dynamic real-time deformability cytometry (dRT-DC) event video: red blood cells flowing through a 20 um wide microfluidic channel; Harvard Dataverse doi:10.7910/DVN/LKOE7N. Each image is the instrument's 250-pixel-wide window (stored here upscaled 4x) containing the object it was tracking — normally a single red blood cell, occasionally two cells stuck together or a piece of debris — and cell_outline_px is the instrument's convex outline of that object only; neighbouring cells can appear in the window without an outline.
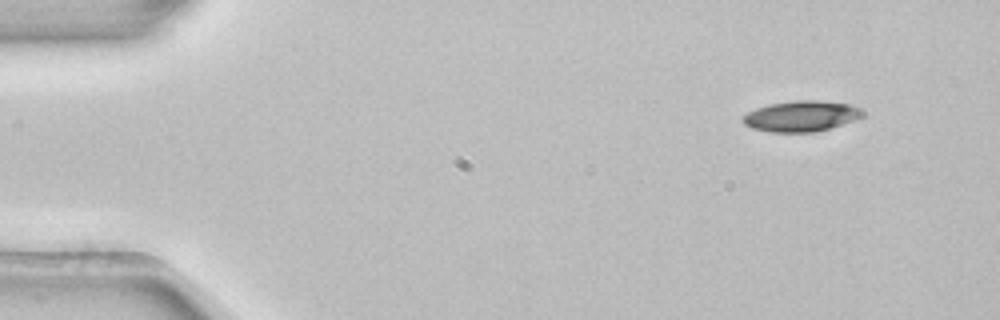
{"species": "common noctule bat (a hibernating species)", "species_latin": "Nyctalus noctula", "temperature_condition": "room temperature", "stored_images_in_passage": 49, "camera_frame_rate_fps": 3000, "um_per_image_px": 0.085, "animal": {"sex": "female", "body_mass_g": 22.7, "forearm_length_mm": 54.2}, "frame": {"image": 1, "passage_image": 1, "time_ms": 0.0, "image_size_px": [1000, 320], "cell_outline_px": [[864, 116], [816, 132], [768, 132], [752, 128], [744, 124], [740, 120], [748, 112], [756, 108], [768, 104], [792, 100], [820, 100], [848, 104], [864, 112]], "centroid_in_image_um": [68.04, 9.87], "position_along_channel_um": 17.0, "area_um2": 21.33}}
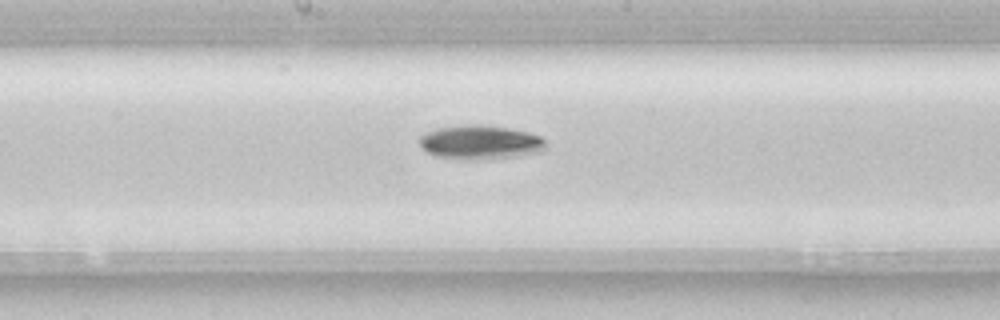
{"frame": {"image": 2, "passage_image": 24, "time_ms": 7.667, "image_size_px": [1000, 320], "cell_outline_px": [[548, 148], [540, 152], [516, 156], [484, 160], [464, 160], [436, 156], [420, 148], [420, 136], [428, 132], [440, 128], [472, 124], [480, 124], [508, 128], [528, 132], [540, 136], [548, 144]], "centroid_in_image_um": [40.86, 12.11], "position_along_channel_um": 207.3, "area_um2": 25.26}}
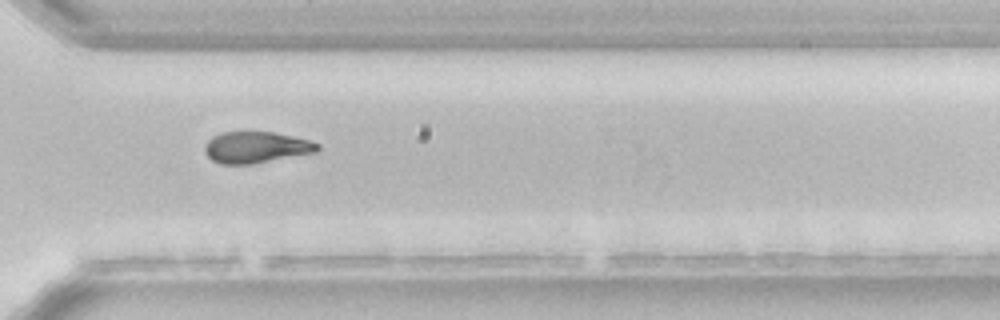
{"frame": {"image": 3, "passage_image": 35, "time_ms": 11.333, "image_size_px": [1000, 320], "cell_outline_px": [[320, 148], [316, 152], [252, 164], [220, 164], [212, 160], [204, 152], [204, 148], [208, 140], [212, 136], [220, 132], [272, 132], [292, 136], [308, 140], [320, 144]], "centroid_in_image_um": [21.74, 12.52], "position_along_channel_um": 348.9, "area_um2": 20.58}, "authors_computed_cell_mechanics": {"area_um2": 21.8484, "velocity_mm_per_s": 3.8687, "shape_relaxation_time_tau1_ms": 2.7502, "shape_relaxation_time_tau2_ms": null, "deformation_change_tau1": 0.1165, "deformation_change_tau2": null}}